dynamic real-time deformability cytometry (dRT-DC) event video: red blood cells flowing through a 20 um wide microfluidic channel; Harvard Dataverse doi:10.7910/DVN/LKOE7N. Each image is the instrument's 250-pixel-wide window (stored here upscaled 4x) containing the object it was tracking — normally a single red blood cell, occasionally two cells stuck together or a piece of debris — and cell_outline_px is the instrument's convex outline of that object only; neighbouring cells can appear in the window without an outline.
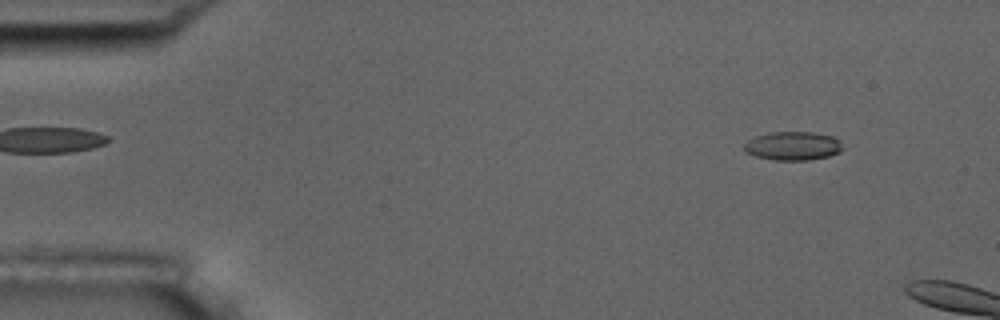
{"species": "common noctule bat (a hibernating species)", "species_latin": "Nyctalus noctula", "temperature_condition": "room temperature", "stored_images_in_passage": 51, "camera_frame_rate_fps": 3000, "um_per_image_px": 0.085, "animal": {"sex": "male", "body_mass_g": 17.5, "forearm_length_mm": 52.3}, "frame": {"image": 1, "passage_image": 6, "time_ms": 1.667, "image_size_px": [1000, 320], "cell_outline_px": [[844, 148], [840, 152], [828, 156], [808, 160], [776, 160], [756, 156], [744, 152], [744, 144], [748, 140], [756, 136], [768, 132], [812, 132], [832, 136], [840, 140]], "centroid_in_image_um": [67.4, 12.4], "position_along_channel_um": 17.6, "area_um2": 16.53}}
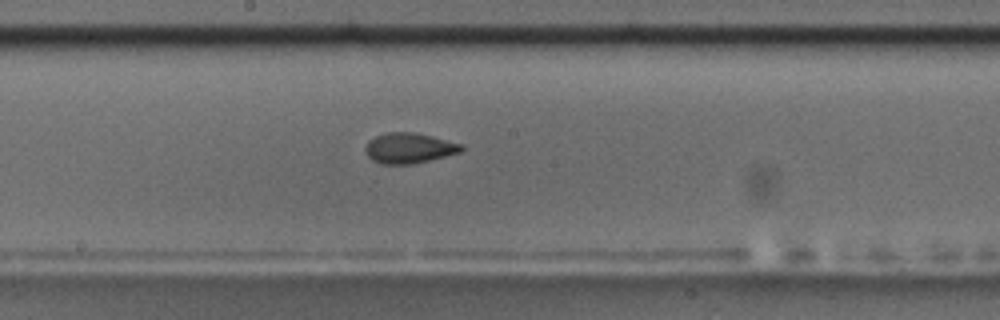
{"frame": {"image": 2, "passage_image": 30, "time_ms": 9.667, "image_size_px": [1000, 320], "cell_outline_px": [[464, 148], [460, 152], [416, 164], [380, 164], [372, 160], [364, 152], [364, 148], [368, 140], [376, 136], [388, 132], [412, 132], [432, 136], [464, 144]], "centroid_in_image_um": [34.76, 12.59], "position_along_channel_um": 213.4, "area_um2": 17.22}}
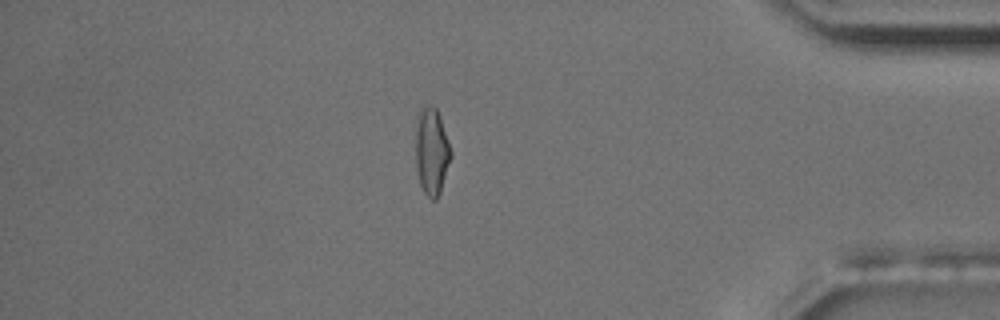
{"frame": {"image": 3, "passage_image": 48, "time_ms": 15.667, "image_size_px": [1000, 320], "cell_outline_px": [[452, 156], [440, 192], [436, 200], [432, 200], [424, 192], [420, 184], [416, 168], [416, 128], [420, 108], [428, 104], [436, 108], [440, 116], [452, 152]], "centroid_in_image_um": [36.7, 12.87], "position_along_channel_um": 398.5, "area_um2": 17.86}, "authors_computed_cell_mechanics": {"area_um2": 16.762, "velocity_mm_per_s": 3.655, "shape_relaxation_time_tau1_ms": 4.7842, "shape_relaxation_time_tau2_ms": 1.621, "deformation_change_tau1": 0.1568, "deformation_change_tau2": 0.0759}}